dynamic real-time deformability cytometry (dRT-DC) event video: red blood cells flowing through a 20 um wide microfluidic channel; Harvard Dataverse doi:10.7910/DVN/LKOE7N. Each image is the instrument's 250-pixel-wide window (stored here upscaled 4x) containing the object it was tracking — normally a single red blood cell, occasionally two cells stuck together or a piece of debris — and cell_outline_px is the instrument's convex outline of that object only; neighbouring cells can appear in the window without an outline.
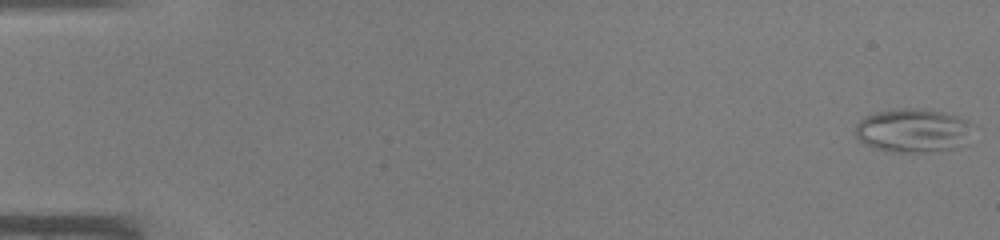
{"species": "common noctule bat (a hibernating species)", "species_latin": "Nyctalus noctula", "temperature_condition": "warm", "stored_images_in_passage": 46, "camera_frame_rate_fps": 3000, "um_per_image_px": 0.085, "animal": {"sex": "male", "body_mass_g": 19.0, "forearm_length_mm": 50.8}, "frame": {"image": 1, "passage_image": 1, "time_ms": 0.0, "image_size_px": [1000, 240], "cell_outline_px": [[976, 124], [960, 144], [956, 148], [924, 152], [892, 152], [872, 148], [864, 144], [856, 136], [856, 124], [864, 116], [876, 112], [904, 108], [924, 108], [944, 112], [968, 120]], "centroid_in_image_um": [77.58, 11.08], "position_along_channel_um": 7.4, "area_um2": 30.0}}
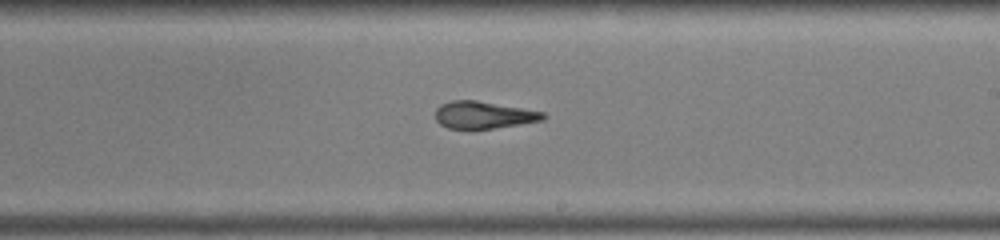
{"frame": {"image": 2, "passage_image": 28, "time_ms": 9.0, "image_size_px": [1000, 240], "cell_outline_px": [[548, 116], [544, 120], [520, 124], [492, 128], [448, 128], [440, 124], [436, 120], [436, 108], [440, 104], [452, 100], [476, 100], [544, 112]], "centroid_in_image_um": [41.11, 9.76], "position_along_channel_um": 247.9, "area_um2": 16.94}}
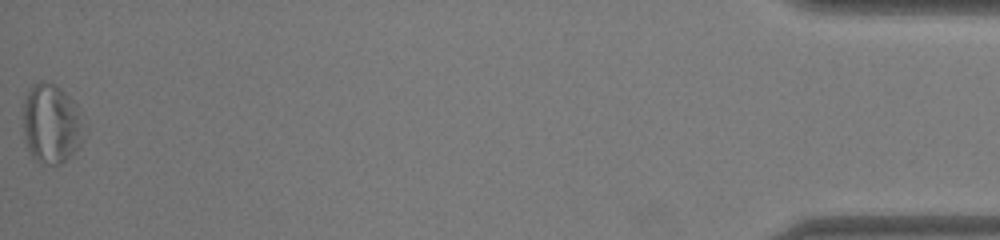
{"frame": {"image": 3, "passage_image": 46, "time_ms": 15.0, "image_size_px": [1000, 240], "cell_outline_px": [[80, 148], [60, 164], [40, 164], [28, 152], [24, 136], [24, 100], [28, 88], [32, 84], [40, 80], [44, 80], [60, 88], [80, 108]], "centroid_in_image_um": [4.31, 10.51], "position_along_channel_um": 430.9, "area_um2": 27.98}}